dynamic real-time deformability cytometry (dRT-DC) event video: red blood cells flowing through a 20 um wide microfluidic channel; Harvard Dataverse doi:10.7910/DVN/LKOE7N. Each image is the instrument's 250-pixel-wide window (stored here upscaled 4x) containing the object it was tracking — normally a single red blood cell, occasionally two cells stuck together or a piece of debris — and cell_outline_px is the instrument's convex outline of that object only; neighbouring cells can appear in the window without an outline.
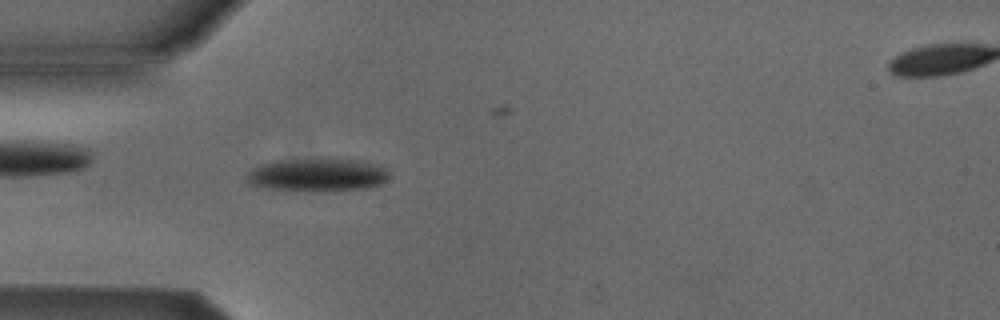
{"species": "Egyptian fruit bat (a non-hibernating species)", "species_latin": "Rousettus aegyptiacus", "temperature_condition": "cold", "stored_images_in_passage": 30, "camera_frame_rate_fps": 3000, "um_per_image_px": 0.085, "animal": {"sex": "male"}, "frame": {"image": 1, "passage_image": 5, "time_ms": 1.333, "image_size_px": [1000, 320], "cell_outline_px": [[388, 176], [380, 184], [364, 188], [312, 192], [272, 188], [248, 184], [244, 180], [244, 176], [252, 168], [260, 164], [276, 160], [356, 160], [380, 164], [388, 172]], "centroid_in_image_um": [26.91, 14.88], "position_along_channel_um": 58.1, "area_um2": 27.17}}
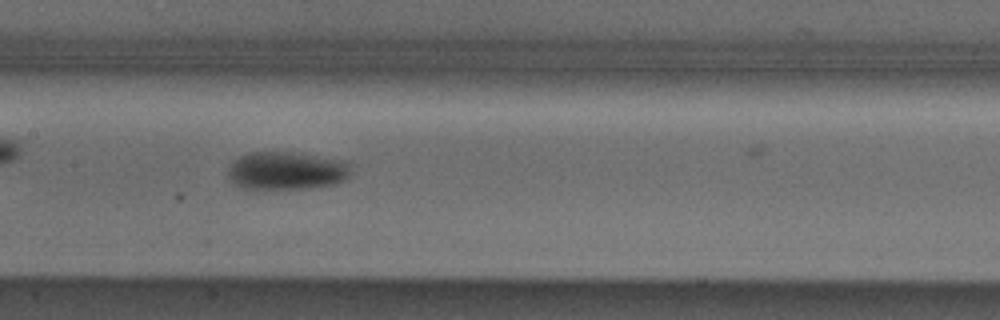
{"frame": {"image": 2, "passage_image": 15, "time_ms": 4.667, "image_size_px": [1000, 320], "cell_outline_px": [[352, 164], [348, 176], [344, 180], [332, 184], [304, 188], [244, 188], [232, 184], [228, 180], [228, 168], [240, 156], [248, 152], [292, 152], [348, 160]], "centroid_in_image_um": [24.36, 14.49], "position_along_channel_um": 183.0, "area_um2": 27.28}}
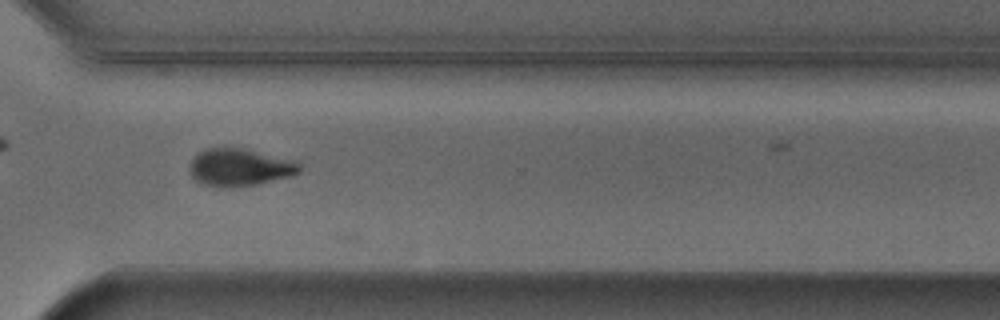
{"frame": {"image": 3, "passage_image": 28, "time_ms": 9.0, "image_size_px": [1000, 320], "cell_outline_px": [[300, 172], [292, 176], [256, 184], [232, 188], [200, 184], [192, 176], [192, 160], [204, 148], [224, 144], [232, 144], [296, 160], [300, 164]], "centroid_in_image_um": [20.41, 14.16], "position_along_channel_um": 350.2, "area_um2": 24.8}, "authors_computed_cell_mechanics": {"area_um2": 26.7614, "velocity_mm_per_s": 3.8686, "shape_relaxation_time_tau1_ms": 2.6531, "shape_relaxation_time_tau2_ms": null, "deformation_change_tau1": 0.1203, "deformation_change_tau2": null}}